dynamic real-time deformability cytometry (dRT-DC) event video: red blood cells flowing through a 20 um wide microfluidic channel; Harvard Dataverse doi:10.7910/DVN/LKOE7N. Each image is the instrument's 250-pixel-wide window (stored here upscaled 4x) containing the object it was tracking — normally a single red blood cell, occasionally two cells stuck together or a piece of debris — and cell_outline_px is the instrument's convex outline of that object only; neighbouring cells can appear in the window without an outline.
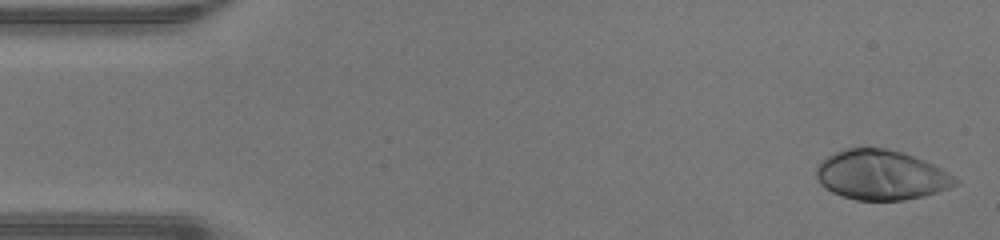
{"species": "human", "species_latin": "Homo sapiens", "temperature_condition": "warm", "stored_images_in_passage": 46, "camera_frame_rate_fps": 3000, "um_per_image_px": 0.085, "donor": {"sex": "male"}, "frame": {"image": 1, "passage_image": 1, "time_ms": 0.0, "image_size_px": [1000, 240], "cell_outline_px": [[960, 180], [956, 184], [948, 188], [924, 196], [904, 200], [856, 200], [832, 192], [824, 188], [820, 184], [816, 176], [816, 168], [820, 160], [844, 148], [884, 148], [904, 152], [924, 160], [956, 176]], "centroid_in_image_um": [74.89, 14.87], "position_along_channel_um": 10.1, "area_um2": 40.4}}
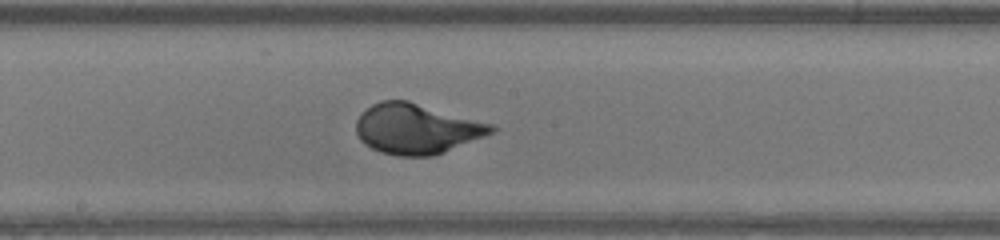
{"frame": {"image": 2, "passage_image": 24, "time_ms": 7.667, "image_size_px": [1000, 240], "cell_outline_px": [[496, 132], [444, 152], [432, 156], [396, 156], [380, 152], [364, 144], [360, 140], [356, 132], [356, 120], [372, 104], [380, 100], [408, 100], [496, 124]], "centroid_in_image_um": [35.45, 10.94], "position_along_channel_um": 212.7, "area_um2": 39.94}}
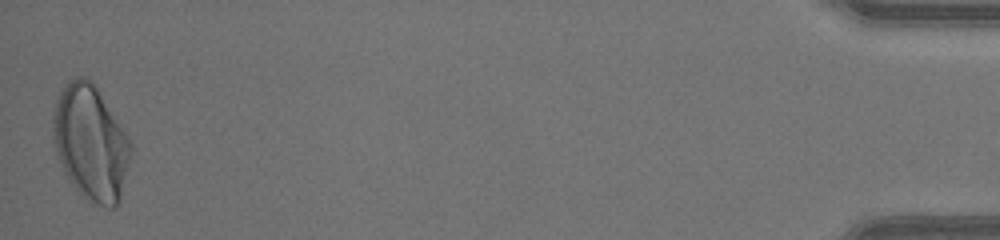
{"frame": {"image": 3, "passage_image": 46, "time_ms": 15.0, "image_size_px": [1000, 240], "cell_outline_px": [[132, 148], [120, 204], [116, 208], [108, 208], [92, 204], [80, 196], [68, 180], [64, 172], [56, 152], [52, 136], [52, 112], [56, 100], [64, 84], [68, 80], [76, 76], [80, 76], [88, 80], [96, 88], [128, 136], [132, 144]], "centroid_in_image_um": [7.69, 12.21], "position_along_channel_um": 427.5, "area_um2": 52.54}, "authors_computed_cell_mechanics": {"area_um2": 39.4196, "velocity_mm_per_s": 4.3239, "shape_relaxation_time_tau1_ms": 3.0618, "shape_relaxation_time_tau2_ms": null, "deformation_change_tau1": 0.2101, "deformation_change_tau2": null}}